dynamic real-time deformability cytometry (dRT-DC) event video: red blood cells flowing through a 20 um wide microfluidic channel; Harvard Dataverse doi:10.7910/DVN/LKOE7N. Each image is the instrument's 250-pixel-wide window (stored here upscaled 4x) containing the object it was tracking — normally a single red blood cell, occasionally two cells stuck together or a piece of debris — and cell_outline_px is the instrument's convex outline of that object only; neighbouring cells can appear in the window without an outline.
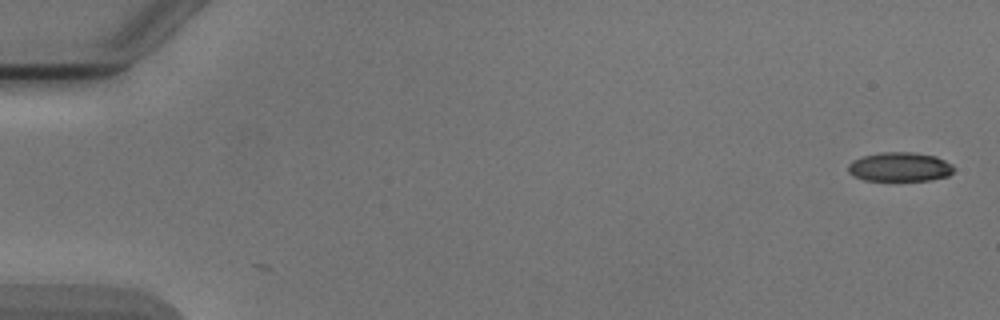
{"species": "Egyptian fruit bat (a non-hibernating species)", "species_latin": "Rousettus aegyptiacus", "temperature_condition": "cold", "stored_images_in_passage": 4, "camera_frame_rate_fps": 3000, "um_per_image_px": 0.085, "animal": {"sex": "male"}, "frame": {"image": 1, "passage_image": 1, "time_ms": 0.0, "image_size_px": [1000, 320], "cell_outline_px": [[956, 168], [948, 176], [932, 180], [864, 180], [848, 172], [848, 164], [852, 160], [864, 156], [880, 152], [912, 152], [936, 156], [952, 164]], "centroid_in_image_um": [76.51, 14.18], "position_along_channel_um": 8.5, "area_um2": 17.98}}